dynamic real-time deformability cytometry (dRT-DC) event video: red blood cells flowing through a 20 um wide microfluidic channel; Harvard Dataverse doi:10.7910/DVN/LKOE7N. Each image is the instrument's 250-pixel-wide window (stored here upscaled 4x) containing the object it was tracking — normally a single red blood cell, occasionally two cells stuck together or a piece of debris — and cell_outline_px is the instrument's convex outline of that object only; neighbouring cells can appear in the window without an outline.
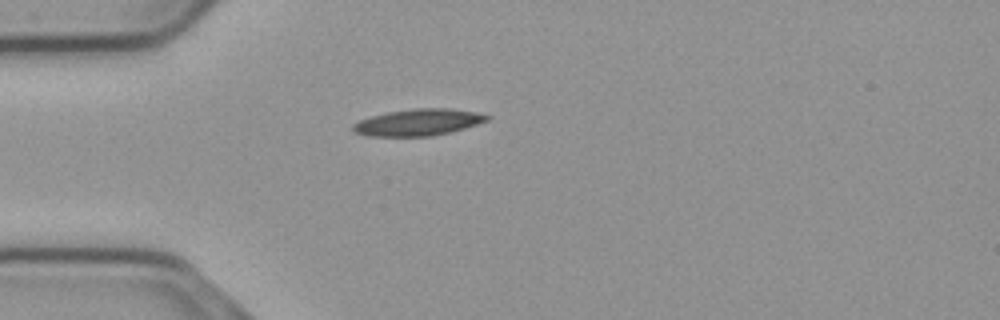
{"species": "common noctule bat (a hibernating species)", "species_latin": "Nyctalus noctula", "temperature_condition": "cold", "stored_images_in_passage": 33, "camera_frame_rate_fps": 3000, "um_per_image_px": 0.085, "animal": {"sex": "male", "body_mass_g": 23.1, "forearm_length_mm": 52.7}, "frame": {"image": 1, "passage_image": 1, "time_ms": 0.0, "image_size_px": [1000, 320], "cell_outline_px": [[492, 116], [488, 120], [464, 128], [432, 136], [368, 136], [352, 132], [352, 124], [360, 120], [372, 116], [388, 112], [412, 108], [448, 108], [476, 112]], "centroid_in_image_um": [35.52, 10.39], "position_along_channel_um": 49.5, "area_um2": 20.75}}
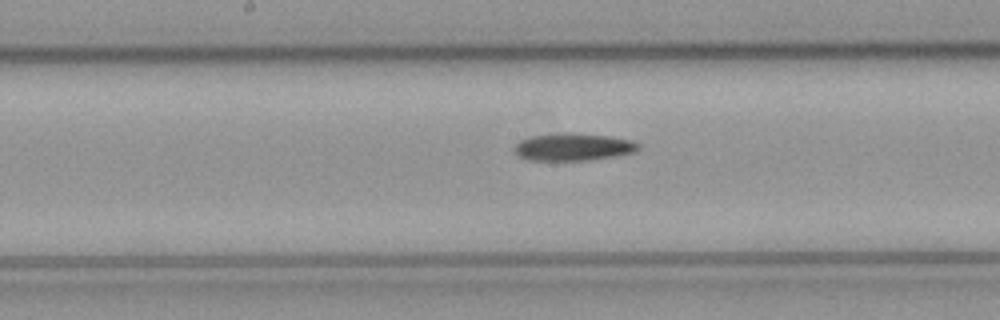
{"frame": {"image": 2, "passage_image": 14, "time_ms": 4.333, "image_size_px": [1000, 320], "cell_outline_px": [[640, 148], [636, 152], [616, 156], [588, 160], [528, 160], [520, 156], [516, 152], [516, 144], [520, 140], [532, 136], [564, 132], [568, 132], [608, 136], [632, 140], [640, 144]], "centroid_in_image_um": [48.78, 12.48], "position_along_channel_um": 199.4, "area_um2": 19.77}}
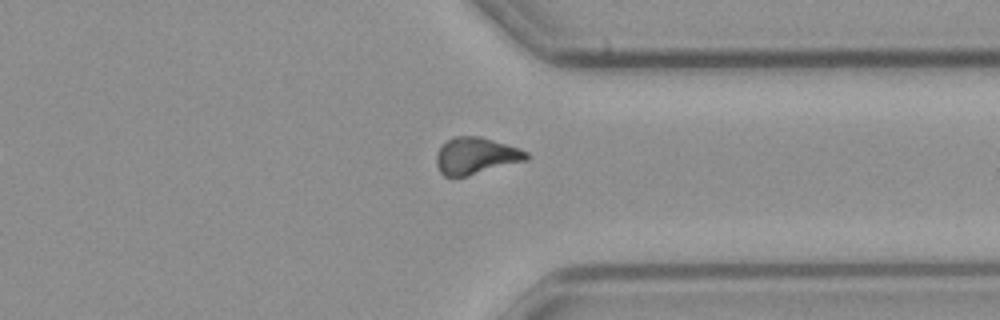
{"frame": {"image": 3, "passage_image": 28, "time_ms": 9.0, "image_size_px": [1000, 320], "cell_outline_px": [[532, 156], [528, 160], [464, 176], [444, 176], [440, 172], [436, 164], [436, 152], [448, 140], [456, 136], [480, 136], [520, 148], [528, 152]], "centroid_in_image_um": [40.48, 13.23], "position_along_channel_um": 370.9, "area_um2": 19.19}}